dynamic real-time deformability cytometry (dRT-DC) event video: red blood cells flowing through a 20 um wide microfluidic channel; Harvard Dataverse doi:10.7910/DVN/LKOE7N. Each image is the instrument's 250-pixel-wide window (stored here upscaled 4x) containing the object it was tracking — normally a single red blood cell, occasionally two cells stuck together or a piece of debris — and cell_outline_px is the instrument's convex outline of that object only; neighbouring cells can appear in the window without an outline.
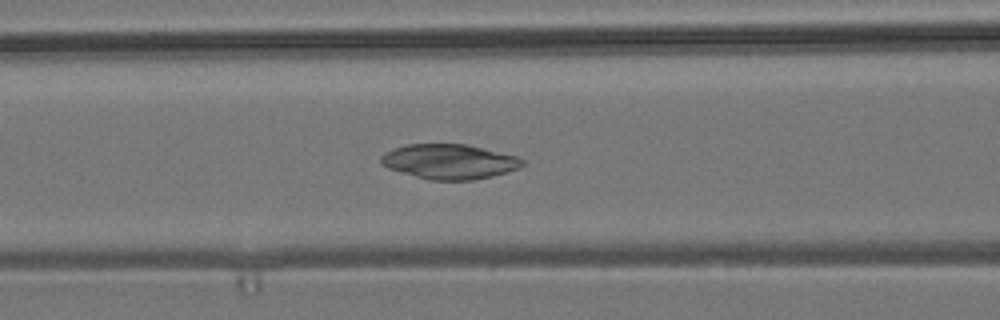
{"species": "common noctule bat (a hibernating species)", "species_latin": "Nyctalus noctula", "temperature_condition": "room temperature", "stored_images_in_passage": 49, "camera_frame_rate_fps": 3000, "um_per_image_px": 0.085, "animal": {"sex": "male", "body_mass_g": 19.2, "forearm_length_mm": 51.8}, "frame": {"image": 1, "passage_image": 17, "time_ms": 5.333, "image_size_px": [1000, 320], "cell_outline_px": [[524, 164], [520, 168], [492, 176], [472, 180], [428, 180], [388, 168], [380, 164], [380, 156], [384, 152], [408, 144], [464, 144], [520, 156], [524, 160]], "centroid_in_image_um": [38.21, 13.74], "position_along_channel_um": 128.4, "area_um2": 28.78}}
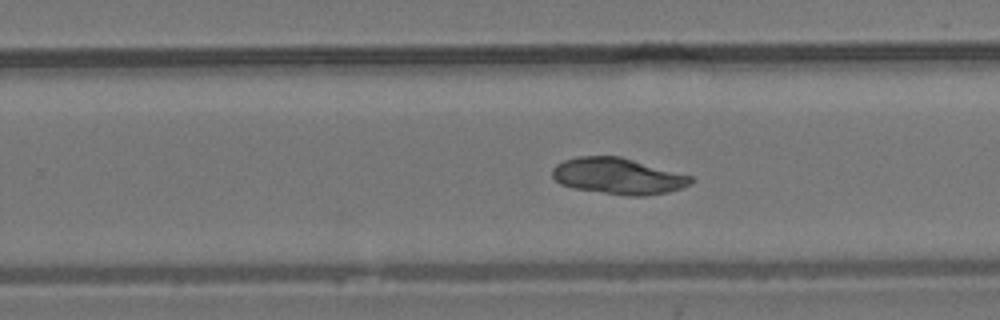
{"frame": {"image": 2, "passage_image": 29, "time_ms": 9.333, "image_size_px": [1000, 320], "cell_outline_px": [[692, 184], [684, 188], [668, 192], [644, 196], [628, 196], [572, 188], [560, 184], [552, 176], [552, 168], [556, 164], [564, 160], [576, 156], [620, 156], [692, 176]], "centroid_in_image_um": [52.53, 14.97], "position_along_channel_um": 277.3, "area_um2": 29.42}}
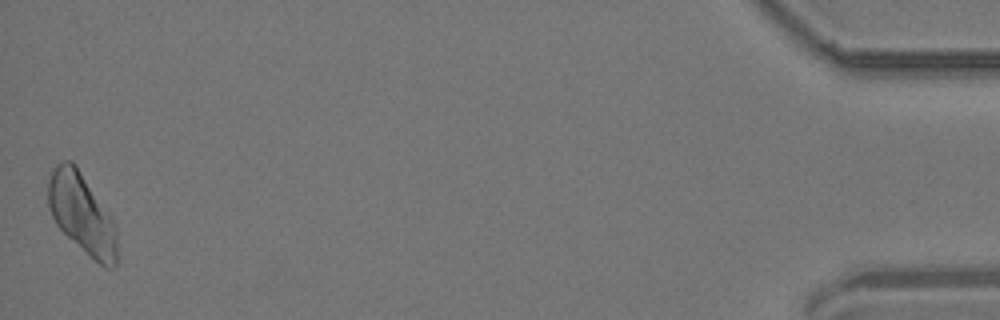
{"frame": {"image": 3, "passage_image": 49, "time_ms": 16.0, "image_size_px": [1000, 320], "cell_outline_px": [[116, 264], [112, 268], [108, 268], [100, 264], [68, 236], [56, 224], [48, 208], [48, 180], [52, 168], [56, 164], [64, 160], [72, 160], [76, 164], [112, 220], [116, 228]], "centroid_in_image_um": [6.92, 18.12], "position_along_channel_um": 428.3, "area_um2": 31.5}}